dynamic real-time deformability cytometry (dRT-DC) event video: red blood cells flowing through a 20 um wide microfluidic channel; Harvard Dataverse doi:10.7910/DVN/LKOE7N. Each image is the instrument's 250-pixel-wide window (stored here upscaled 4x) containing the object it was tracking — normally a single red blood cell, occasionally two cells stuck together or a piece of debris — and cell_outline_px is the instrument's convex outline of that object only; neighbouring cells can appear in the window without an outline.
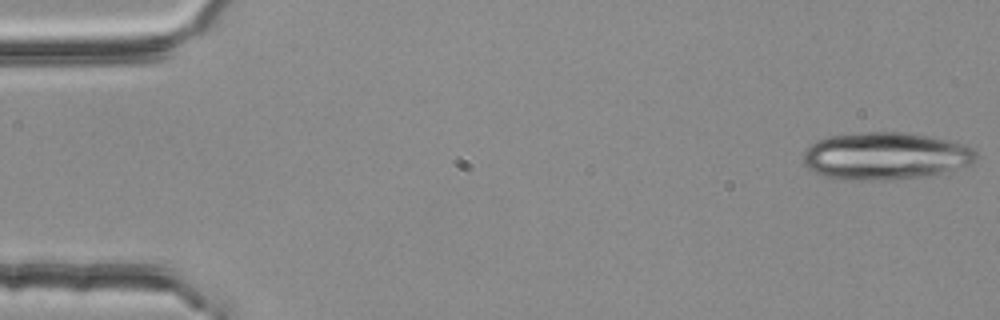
{"species": "common noctule bat (a hibernating species)", "species_latin": "Nyctalus noctula", "temperature_condition": "room temperature", "stored_images_in_passage": 2, "camera_frame_rate_fps": 3000, "um_per_image_px": 0.085, "animal": {"sex": "female", "body_mass_g": 25.1}, "frame": {"image": 1, "passage_image": 2, "time_ms": 0.333, "image_size_px": [1000, 320], "cell_outline_px": [[976, 160], [972, 164], [940, 172], [892, 180], [864, 180], [828, 176], [816, 172], [804, 160], [804, 152], [812, 144], [828, 136], [864, 132], [908, 132], [948, 140], [964, 144], [972, 148], [976, 152]], "centroid_in_image_um": [75.31, 13.23], "position_along_channel_um": 9.7, "area_um2": 46.7}}